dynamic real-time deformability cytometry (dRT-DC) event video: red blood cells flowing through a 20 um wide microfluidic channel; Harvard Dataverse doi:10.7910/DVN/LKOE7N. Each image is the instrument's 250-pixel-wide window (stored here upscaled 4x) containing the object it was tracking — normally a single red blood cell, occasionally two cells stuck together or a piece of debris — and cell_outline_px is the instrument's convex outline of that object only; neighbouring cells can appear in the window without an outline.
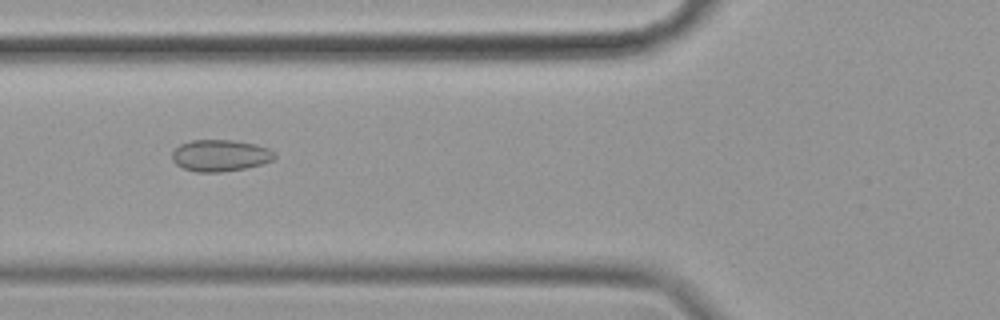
{"species": "common noctule bat (a hibernating species)", "species_latin": "Nyctalus noctula", "temperature_condition": "cold", "stored_images_in_passage": 50, "camera_frame_rate_fps": 3000, "um_per_image_px": 0.085, "animal": {"sex": "female", "body_mass_g": 19.9}, "frame": {"image": 1, "passage_image": 14, "time_ms": 4.333, "image_size_px": [1000, 320], "cell_outline_px": [[276, 156], [272, 160], [260, 164], [244, 168], [220, 172], [196, 172], [184, 168], [176, 164], [172, 160], [172, 152], [180, 144], [192, 140], [232, 140], [256, 144], [268, 148]], "centroid_in_image_um": [18.69, 13.21], "position_along_channel_um": 107.1, "area_um2": 18.73}}
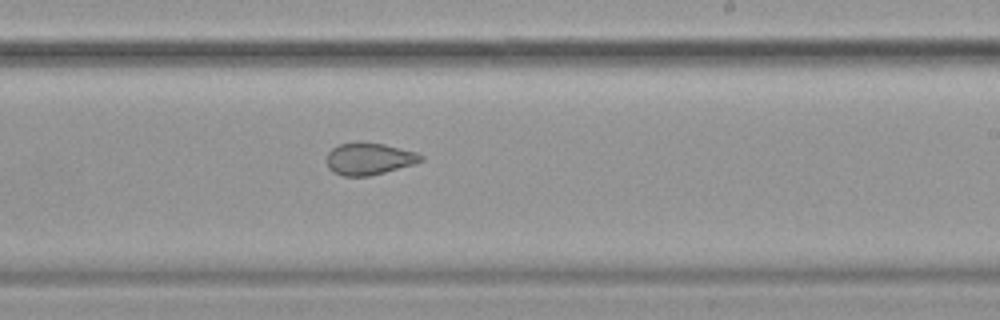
{"frame": {"image": 2, "passage_image": 27, "time_ms": 8.667, "image_size_px": [1000, 320], "cell_outline_px": [[424, 160], [412, 164], [384, 172], [368, 176], [344, 176], [332, 172], [328, 168], [328, 152], [332, 148], [340, 144], [384, 144], [416, 152], [424, 156]], "centroid_in_image_um": [31.38, 13.52], "position_along_channel_um": 257.6, "area_um2": 16.99}}
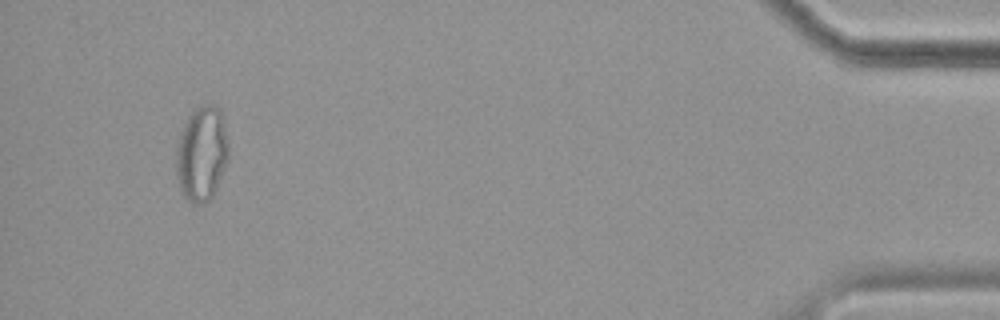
{"frame": {"image": 3, "passage_image": 47, "time_ms": 15.333, "image_size_px": [1000, 320], "cell_outline_px": [[228, 160], [216, 188], [212, 196], [204, 204], [192, 204], [184, 196], [180, 188], [176, 176], [176, 148], [184, 124], [188, 116], [200, 104], [212, 104], [220, 108], [224, 120], [228, 140]], "centroid_in_image_um": [17.15, 13.05], "position_along_channel_um": 418.0, "area_um2": 29.19}, "authors_computed_cell_mechanics": {"area_um2": 20.0566, "velocity_mm_per_s": 3.4804, "shape_relaxation_time_tau1_ms": null, "shape_relaxation_time_tau2_ms": 2.9825, "deformation_change_tau1": null, "deformation_change_tau2": 0.0887}}